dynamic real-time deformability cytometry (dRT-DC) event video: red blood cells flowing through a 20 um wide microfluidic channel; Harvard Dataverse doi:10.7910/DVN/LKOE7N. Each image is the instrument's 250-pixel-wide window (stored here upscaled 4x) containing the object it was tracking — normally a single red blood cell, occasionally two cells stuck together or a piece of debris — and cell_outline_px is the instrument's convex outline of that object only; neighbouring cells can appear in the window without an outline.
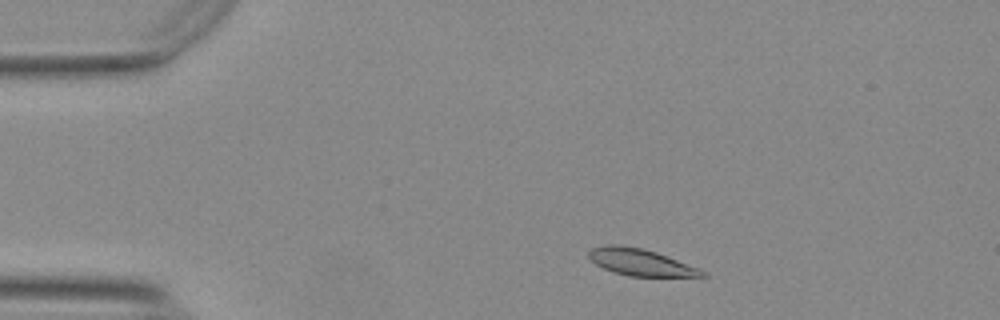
{"species": "Egyptian fruit bat (a non-hibernating species)", "species_latin": "Rousettus aegyptiacus", "temperature_condition": "warm", "stored_images_in_passage": 49, "camera_frame_rate_fps": 3000, "um_per_image_px": 0.085, "animal": {"sex": "female"}, "frame": {"image": 1, "passage_image": 4, "time_ms": 1.0, "image_size_px": [1000, 320], "cell_outline_px": [[708, 276], [628, 276], [612, 272], [596, 264], [588, 256], [588, 252], [592, 248], [608, 244], [620, 244], [640, 248], [656, 252], [700, 268], [708, 272]], "centroid_in_image_um": [54.46, 22.29], "position_along_channel_um": 30.5, "area_um2": 17.69}}
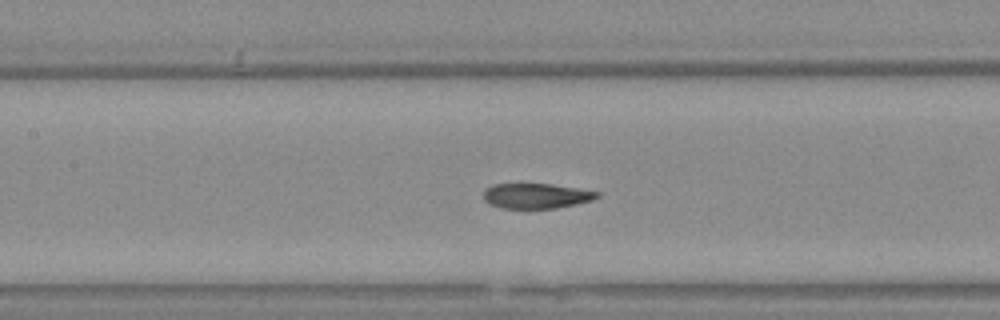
{"frame": {"image": 2, "passage_image": 19, "time_ms": 6.0, "image_size_px": [1000, 320], "cell_outline_px": [[600, 196], [592, 200], [576, 204], [556, 208], [500, 208], [484, 200], [484, 192], [492, 184], [552, 184], [580, 188], [600, 192]], "centroid_in_image_um": [45.63, 16.64], "position_along_channel_um": 161.8, "area_um2": 16.59}}
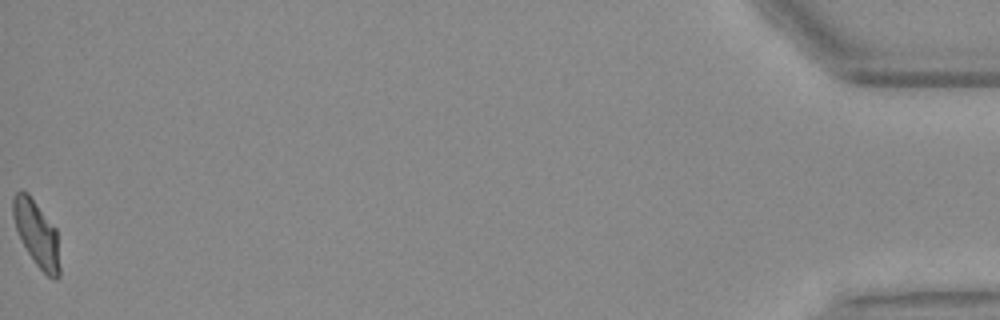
{"frame": {"image": 3, "passage_image": 49, "time_ms": 16.0, "image_size_px": [1000, 320], "cell_outline_px": [[60, 276], [56, 280], [52, 280], [36, 264], [28, 252], [16, 228], [12, 216], [12, 196], [16, 192], [28, 192], [56, 228], [60, 268]], "centroid_in_image_um": [3.12, 19.85], "position_along_channel_um": 432.1, "area_um2": 17.8}, "authors_computed_cell_mechanics": {"area_um2": 18.0336, "velocity_mm_per_s": 3.6913, "shape_relaxation_time_tau1_ms": 8.0416, "shape_relaxation_time_tau2_ms": 1.4971, "deformation_change_tau1": 0.2178, "deformation_change_tau2": 0.0743}}